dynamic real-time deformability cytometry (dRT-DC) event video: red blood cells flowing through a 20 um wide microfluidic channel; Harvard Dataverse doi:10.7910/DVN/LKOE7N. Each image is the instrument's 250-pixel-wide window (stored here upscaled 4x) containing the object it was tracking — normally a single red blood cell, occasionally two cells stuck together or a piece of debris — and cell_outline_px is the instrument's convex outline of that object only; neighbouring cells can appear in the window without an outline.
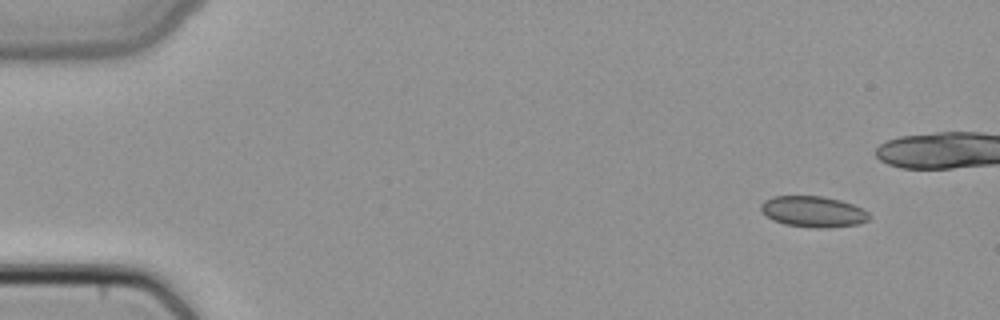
{"species": "common noctule bat (a hibernating species)", "species_latin": "Nyctalus noctula", "temperature_condition": "cold", "stored_images_in_passage": 5, "camera_frame_rate_fps": 3000, "um_per_image_px": 0.085, "animal": {"sex": "female", "body_mass_g": 22.7, "forearm_length_mm": 54.2}, "frame": {"image": 1, "passage_image": 1, "time_ms": 0.0, "image_size_px": [1000, 320], "cell_outline_px": [[872, 216], [868, 220], [856, 224], [828, 228], [816, 228], [784, 224], [772, 220], [760, 208], [760, 204], [764, 200], [772, 196], [824, 196], [840, 200], [852, 204], [868, 212]], "centroid_in_image_um": [69.12, 17.98], "position_along_channel_um": 15.9, "area_um2": 19.54}}